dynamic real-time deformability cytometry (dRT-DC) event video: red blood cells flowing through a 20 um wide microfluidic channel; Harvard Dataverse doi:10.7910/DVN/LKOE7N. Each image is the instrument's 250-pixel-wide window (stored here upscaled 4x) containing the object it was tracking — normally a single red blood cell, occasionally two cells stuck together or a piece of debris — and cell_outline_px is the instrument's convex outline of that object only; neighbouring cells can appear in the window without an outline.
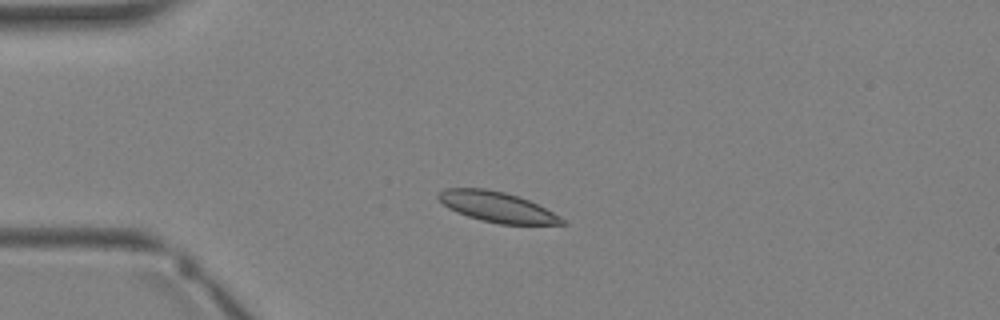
{"species": "Egyptian fruit bat (a non-hibernating species)", "species_latin": "Rousettus aegyptiacus", "temperature_condition": "warm", "stored_images_in_passage": 2, "camera_frame_rate_fps": 3000, "um_per_image_px": 0.085, "animal": {"sex": "female"}, "frame": {"image": 1, "passage_image": 2, "time_ms": 1.333, "image_size_px": [1000, 320], "cell_outline_px": [[568, 224], [500, 224], [468, 216], [456, 212], [448, 208], [436, 196], [436, 192], [444, 188], [484, 188], [504, 192], [528, 200], [560, 216]], "centroid_in_image_um": [42.2, 17.58], "position_along_channel_um": 42.8, "area_um2": 21.56}}